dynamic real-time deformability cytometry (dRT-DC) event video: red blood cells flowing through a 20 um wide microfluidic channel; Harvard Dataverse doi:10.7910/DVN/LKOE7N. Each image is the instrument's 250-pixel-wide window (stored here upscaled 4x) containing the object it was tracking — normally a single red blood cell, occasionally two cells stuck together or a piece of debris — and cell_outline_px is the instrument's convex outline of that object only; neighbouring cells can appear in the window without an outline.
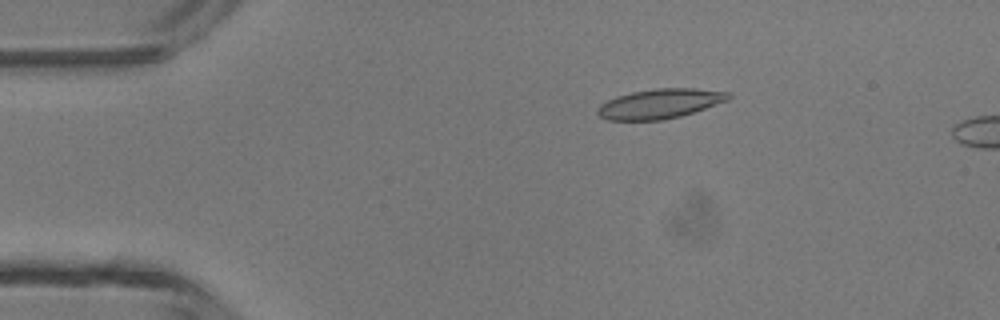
{"species": "common noctule bat (a hibernating species)", "species_latin": "Nyctalus noctula", "temperature_condition": "room temperature", "stored_images_in_passage": 12, "camera_frame_rate_fps": 3000, "um_per_image_px": 0.085, "animal": {"sex": "male", "body_mass_g": 13.3}, "frame": {"image": 1, "passage_image": 9, "time_ms": 2.667, "image_size_px": [1000, 320], "cell_outline_px": [[732, 96], [728, 100], [680, 116], [664, 120], [608, 120], [600, 116], [596, 112], [596, 108], [600, 104], [616, 96], [632, 92], [656, 88], [696, 88], [732, 92]], "centroid_in_image_um": [56.09, 8.8], "position_along_channel_um": 28.9, "area_um2": 22.66}}